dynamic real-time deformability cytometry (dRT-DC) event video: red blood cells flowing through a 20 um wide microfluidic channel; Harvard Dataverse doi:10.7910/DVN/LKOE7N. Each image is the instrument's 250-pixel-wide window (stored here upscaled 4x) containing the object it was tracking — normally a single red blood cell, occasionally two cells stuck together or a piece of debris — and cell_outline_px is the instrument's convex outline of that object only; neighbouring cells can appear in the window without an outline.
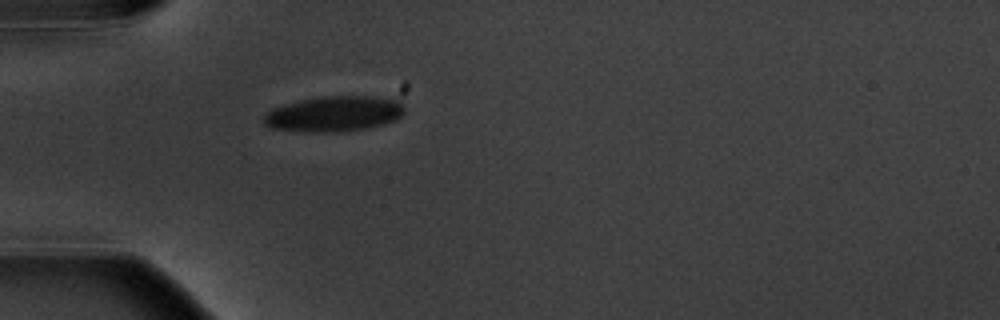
{"species": "common noctule bat (a hibernating species)", "species_latin": "Nyctalus noctula", "temperature_condition": "warm", "stored_images_in_passage": 5, "camera_frame_rate_fps": 3000, "um_per_image_px": 0.085, "animal": {"sex": "male", "body_mass_g": 20.1, "forearm_length_mm": 53.5}, "frame": {"image": 1, "passage_image": 5, "time_ms": 5.0, "image_size_px": [1000, 320], "cell_outline_px": [[404, 112], [396, 120], [384, 124], [364, 128], [340, 132], [308, 132], [268, 128], [264, 124], [264, 116], [272, 108], [284, 104], [324, 96], [368, 96], [396, 100], [404, 104]], "centroid_in_image_um": [28.38, 9.69], "position_along_channel_um": 56.6, "area_um2": 28.96}}